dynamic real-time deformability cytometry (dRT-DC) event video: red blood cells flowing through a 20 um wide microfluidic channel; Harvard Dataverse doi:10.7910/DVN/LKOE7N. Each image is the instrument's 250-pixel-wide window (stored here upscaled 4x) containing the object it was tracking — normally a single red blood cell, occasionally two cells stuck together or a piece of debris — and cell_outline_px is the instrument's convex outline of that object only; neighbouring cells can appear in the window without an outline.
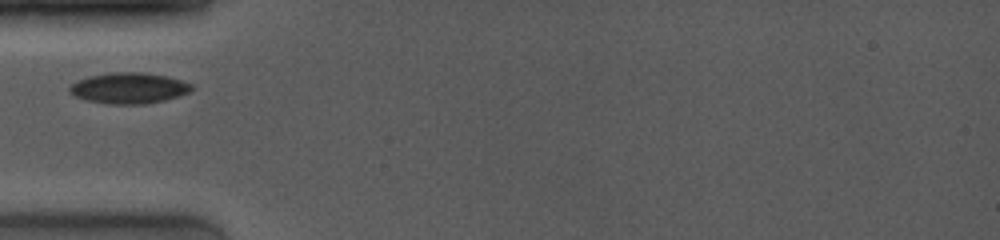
{"species": "common noctule bat (a hibernating species)", "species_latin": "Nyctalus noctula", "temperature_condition": "room temperature", "stored_images_in_passage": 27, "camera_frame_rate_fps": 4000, "um_per_image_px": 0.085, "animal": {"sex": "female", "body_mass_g": 19.0, "forearm_length_mm": 53.3}, "frame": {"image": 1, "passage_image": 1, "time_ms": 0.0, "image_size_px": [1000, 240], "cell_outline_px": [[192, 88], [188, 92], [164, 100], [144, 104], [108, 104], [84, 100], [68, 92], [68, 88], [76, 80], [88, 76], [112, 72], [144, 72], [168, 76], [192, 84]], "centroid_in_image_um": [10.9, 7.48], "position_along_channel_um": 74.1, "area_um2": 22.02}}
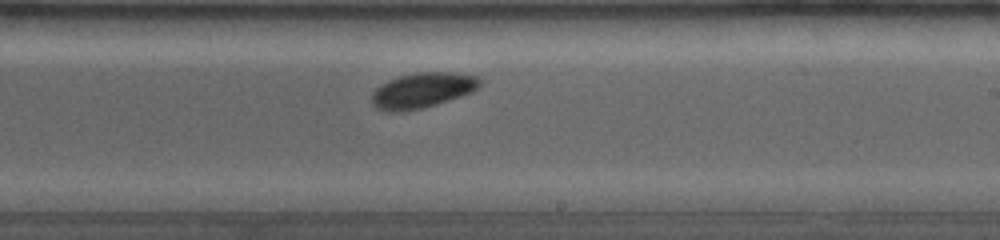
{"frame": {"image": 2, "passage_image": 17, "time_ms": 4.5, "image_size_px": [1000, 240], "cell_outline_px": [[480, 84], [472, 92], [436, 104], [404, 112], [388, 112], [376, 108], [372, 104], [372, 92], [380, 84], [388, 80], [400, 76], [416, 72], [452, 72], [480, 76]], "centroid_in_image_um": [35.87, 7.67], "position_along_channel_um": 253.1, "area_um2": 22.25}}
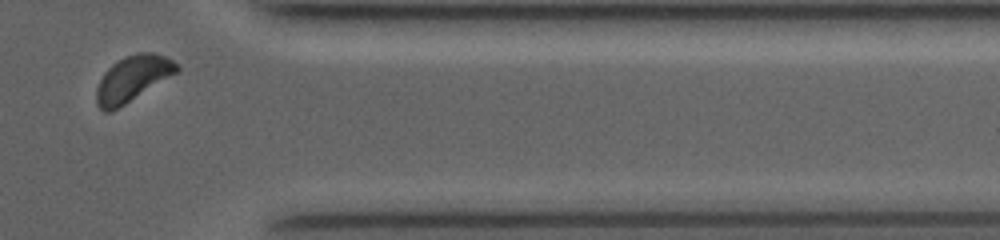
{"frame": {"image": 3, "passage_image": 25, "time_ms": 8.25, "image_size_px": [1000, 240], "cell_outline_px": [[180, 68], [176, 72], [112, 112], [104, 112], [96, 104], [96, 88], [104, 72], [112, 64], [124, 56], [136, 52], [156, 52], [180, 64]], "centroid_in_image_um": [11.24, 6.67], "position_along_channel_um": 400.2, "area_um2": 21.27}}